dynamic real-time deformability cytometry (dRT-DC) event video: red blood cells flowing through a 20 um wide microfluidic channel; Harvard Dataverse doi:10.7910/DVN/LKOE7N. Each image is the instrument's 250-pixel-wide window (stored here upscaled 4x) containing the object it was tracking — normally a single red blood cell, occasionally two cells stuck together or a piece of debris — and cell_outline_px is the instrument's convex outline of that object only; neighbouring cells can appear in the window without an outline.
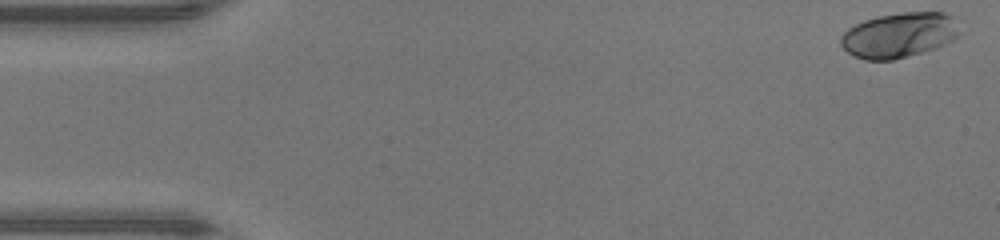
{"species": "human", "species_latin": "Homo sapiens", "temperature_condition": "warm", "stored_images_in_passage": 15, "camera_frame_rate_fps": 3000, "um_per_image_px": 0.085, "donor": {"sex": "male"}, "frame": {"image": 1, "passage_image": 1, "time_ms": 0.0, "image_size_px": [1000, 240], "cell_outline_px": [[960, 32], [952, 40], [936, 48], [892, 60], [864, 60], [852, 56], [840, 44], [840, 36], [848, 28], [864, 20], [876, 16], [904, 12], [944, 12], [952, 16]], "centroid_in_image_um": [76.39, 2.98], "position_along_channel_um": 8.6, "area_um2": 31.15}}
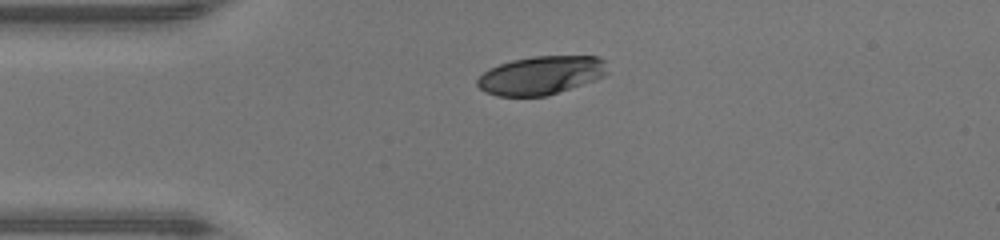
{"frame": {"image": 2, "passage_image": 11, "time_ms": 3.333, "image_size_px": [1000, 240], "cell_outline_px": [[608, 72], [604, 76], [544, 96], [496, 96], [484, 92], [476, 84], [476, 80], [488, 68], [512, 60], [532, 56], [600, 56], [604, 60]], "centroid_in_image_um": [45.94, 6.39], "position_along_channel_um": 39.1, "area_um2": 28.96}}